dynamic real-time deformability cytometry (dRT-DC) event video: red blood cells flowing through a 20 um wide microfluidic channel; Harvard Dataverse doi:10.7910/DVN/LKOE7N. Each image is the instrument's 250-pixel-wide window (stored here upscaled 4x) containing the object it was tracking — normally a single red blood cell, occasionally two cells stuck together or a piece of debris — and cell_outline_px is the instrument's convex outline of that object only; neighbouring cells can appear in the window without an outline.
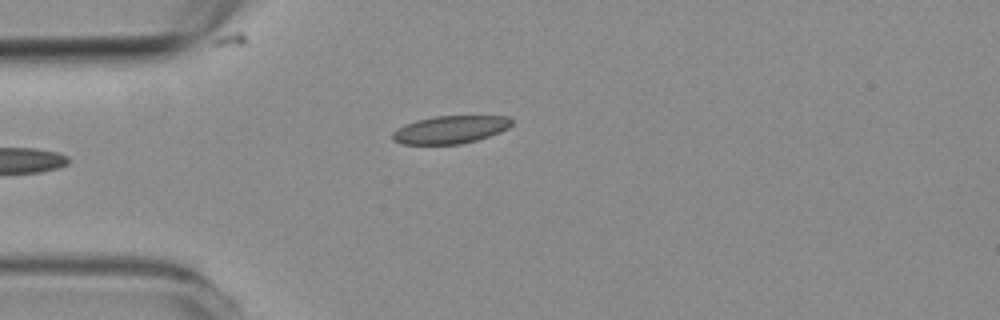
{"species": "common noctule bat (a hibernating species)", "species_latin": "Nyctalus noctula", "temperature_condition": "room temperature", "stored_images_in_passage": 2, "camera_frame_rate_fps": 3000, "um_per_image_px": 0.085, "animal": {"sex": "female", "body_mass_g": 19.3, "forearm_length_mm": 54.1}, "frame": {"image": 1, "passage_image": 2, "time_ms": 1.0, "image_size_px": [1000, 320], "cell_outline_px": [[512, 124], [508, 128], [500, 132], [476, 140], [460, 144], [400, 144], [392, 140], [392, 132], [396, 128], [404, 124], [416, 120], [436, 116], [508, 116], [512, 120]], "centroid_in_image_um": [38.24, 11.01], "position_along_channel_um": 46.8, "area_um2": 19.36}}